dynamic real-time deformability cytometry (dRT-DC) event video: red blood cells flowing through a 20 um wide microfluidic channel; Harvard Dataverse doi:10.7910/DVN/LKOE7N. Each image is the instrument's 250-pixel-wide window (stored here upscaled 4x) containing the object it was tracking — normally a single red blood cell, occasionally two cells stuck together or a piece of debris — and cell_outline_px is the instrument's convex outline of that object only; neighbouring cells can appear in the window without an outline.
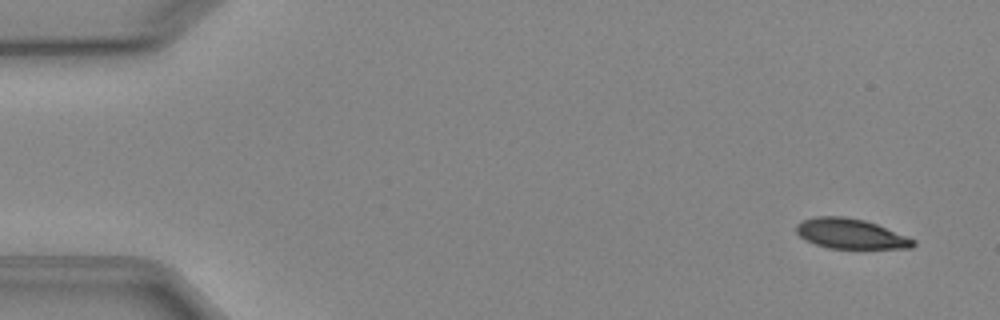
{"species": "Egyptian fruit bat (a non-hibernating species)", "species_latin": "Rousettus aegyptiacus", "temperature_condition": "cold", "stored_images_in_passage": 5, "camera_frame_rate_fps": 3000, "um_per_image_px": 0.085, "animal": {"sex": "female"}, "frame": {"image": 1, "passage_image": 1, "time_ms": 0.0, "image_size_px": [1000, 320], "cell_outline_px": [[916, 244], [912, 248], [828, 248], [804, 240], [796, 232], [796, 224], [804, 220], [816, 216], [844, 216], [864, 220], [876, 224], [916, 240]], "centroid_in_image_um": [72.28, 19.87], "position_along_channel_um": 12.7, "area_um2": 20.35}}
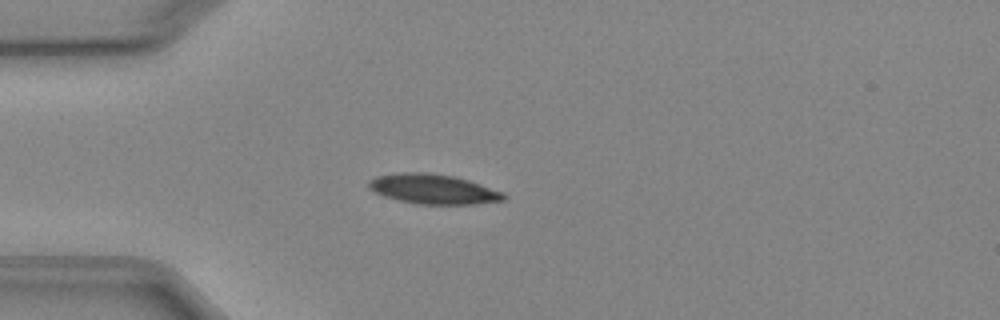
{"frame": {"image": 2, "passage_image": 4, "time_ms": 3.667, "image_size_px": [1000, 320], "cell_outline_px": [[508, 196], [504, 200], [476, 204], [420, 204], [400, 200], [384, 196], [368, 188], [368, 180], [376, 176], [396, 172], [428, 172], [452, 176], [468, 180], [504, 192]], "centroid_in_image_um": [36.82, 16.06], "position_along_channel_um": 48.2, "area_um2": 23.47}}